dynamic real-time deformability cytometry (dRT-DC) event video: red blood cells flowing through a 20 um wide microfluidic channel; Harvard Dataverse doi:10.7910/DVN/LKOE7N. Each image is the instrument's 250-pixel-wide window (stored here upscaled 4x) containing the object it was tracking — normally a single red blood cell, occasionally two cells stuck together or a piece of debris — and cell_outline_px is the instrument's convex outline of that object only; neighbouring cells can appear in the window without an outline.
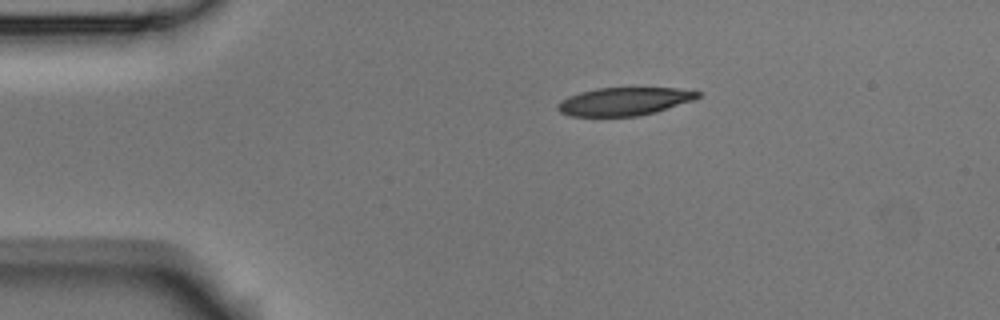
{"species": "Egyptian fruit bat (a non-hibernating species)", "species_latin": "Rousettus aegyptiacus", "temperature_condition": "room temperature", "stored_images_in_passage": 3, "camera_frame_rate_fps": 3000, "um_per_image_px": 0.085, "animal": {"sex": "male"}, "frame": {"image": 1, "passage_image": 1, "time_ms": 0.0, "image_size_px": [1000, 320], "cell_outline_px": [[700, 96], [692, 100], [656, 112], [636, 116], [572, 116], [560, 112], [556, 108], [556, 104], [560, 100], [568, 96], [580, 92], [596, 88], [676, 88], [700, 92]], "centroid_in_image_um": [53.0, 8.62], "position_along_channel_um": 32.0, "area_um2": 22.77}}
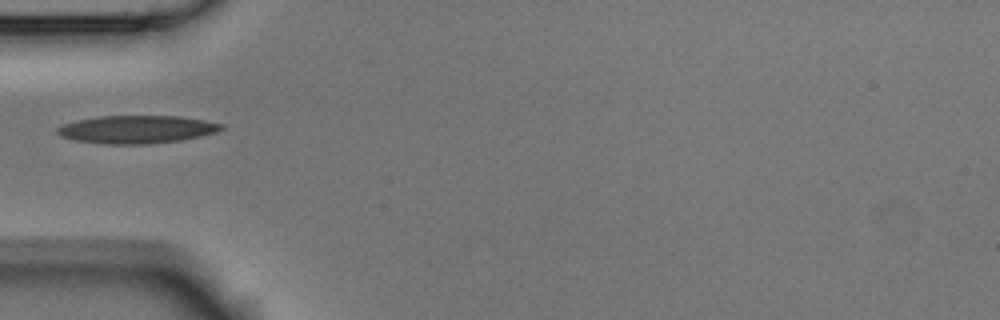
{"frame": {"image": 2, "passage_image": 3, "time_ms": 0.667, "image_size_px": [1000, 320], "cell_outline_px": [[224, 128], [216, 132], [200, 136], [180, 140], [148, 144], [108, 144], [76, 140], [60, 136], [56, 132], [56, 128], [60, 124], [76, 120], [100, 116], [180, 116], [204, 120], [224, 124]], "centroid_in_image_um": [11.6, 10.99], "position_along_channel_um": 73.4, "area_um2": 26.7}}